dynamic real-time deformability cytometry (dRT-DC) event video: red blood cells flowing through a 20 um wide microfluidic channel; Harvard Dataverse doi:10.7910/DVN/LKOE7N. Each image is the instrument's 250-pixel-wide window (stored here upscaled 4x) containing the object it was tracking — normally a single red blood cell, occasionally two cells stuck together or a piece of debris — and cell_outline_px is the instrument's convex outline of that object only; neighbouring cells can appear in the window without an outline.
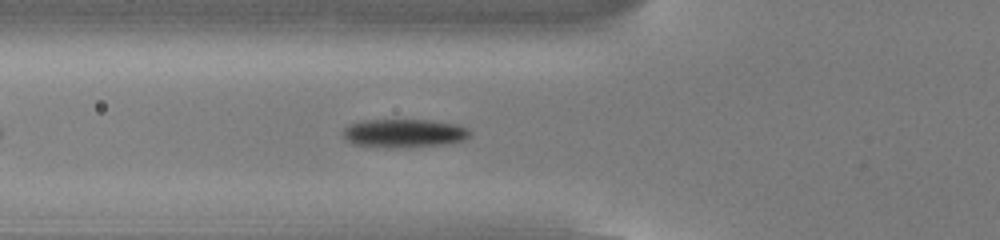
{"species": "common noctule bat (a hibernating species)", "species_latin": "Nyctalus noctula", "temperature_condition": "cold", "stored_images_in_passage": 25, "camera_frame_rate_fps": 3000, "um_per_image_px": 0.085, "animal": {"sex": "male", "body_mass_g": 13.0, "forearm_length_mm": 53.1}, "frame": {"image": 1, "passage_image": 8, "time_ms": 2.333, "image_size_px": [1000, 240], "cell_outline_px": [[472, 132], [464, 140], [444, 144], [388, 148], [352, 144], [344, 140], [344, 128], [348, 124], [364, 120], [428, 120], [456, 124], [468, 128]], "centroid_in_image_um": [34.31, 11.32], "position_along_channel_um": 91.5, "area_um2": 21.04}}
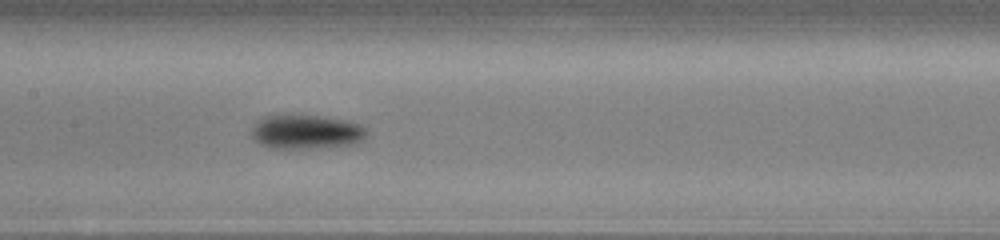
{"frame": {"image": 2, "passage_image": 15, "time_ms": 4.667, "image_size_px": [1000, 240], "cell_outline_px": [[368, 136], [352, 144], [312, 148], [268, 148], [260, 144], [252, 136], [252, 128], [264, 116], [320, 116], [344, 120], [360, 124], [368, 128]], "centroid_in_image_um": [26.07, 11.22], "position_along_channel_um": 181.3, "area_um2": 22.6}}
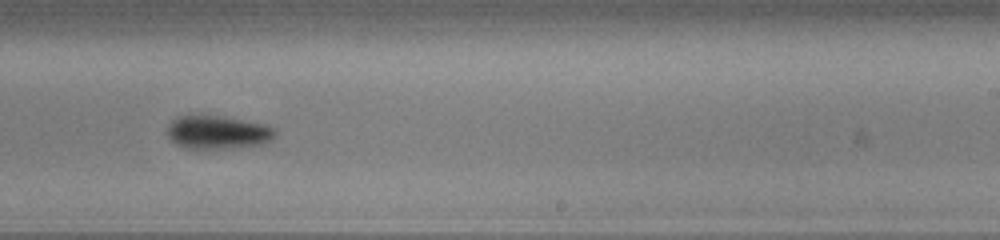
{"frame": {"image": 3, "passage_image": 22, "time_ms": 7.0, "image_size_px": [1000, 240], "cell_outline_px": [[276, 136], [272, 140], [264, 144], [236, 148], [184, 148], [176, 144], [168, 136], [168, 124], [176, 116], [224, 116], [264, 124], [276, 128]], "centroid_in_image_um": [18.55, 11.25], "position_along_channel_um": 270.4, "area_um2": 21.1}}